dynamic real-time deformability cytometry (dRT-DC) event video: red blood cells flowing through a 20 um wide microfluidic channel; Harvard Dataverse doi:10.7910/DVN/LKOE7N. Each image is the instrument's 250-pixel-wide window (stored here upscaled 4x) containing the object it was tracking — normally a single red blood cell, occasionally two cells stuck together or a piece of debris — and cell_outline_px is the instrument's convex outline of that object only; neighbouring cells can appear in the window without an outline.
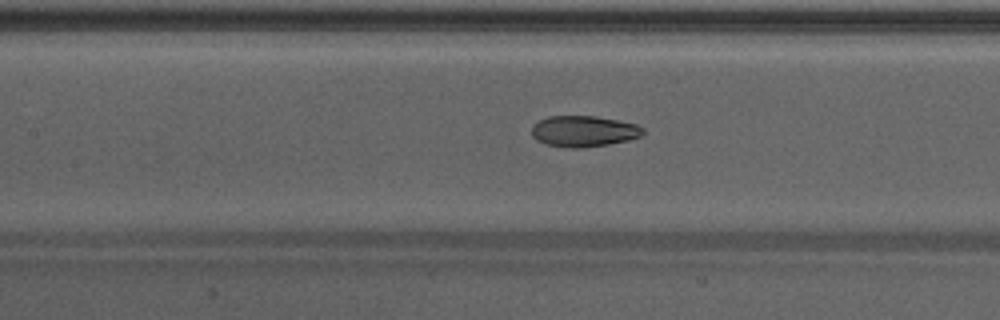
{"species": "Egyptian fruit bat (a non-hibernating species)", "species_latin": "Rousettus aegyptiacus", "temperature_condition": "warm", "stored_images_in_passage": 16, "camera_frame_rate_fps": 3000, "um_per_image_px": 0.085, "animal": {"sex": "male"}, "frame": {"image": 1, "passage_image": 11, "time_ms": 3.333, "image_size_px": [1000, 320], "cell_outline_px": [[644, 132], [640, 136], [628, 140], [608, 144], [580, 148], [572, 148], [544, 144], [536, 140], [532, 136], [532, 124], [548, 116], [596, 116], [636, 124], [644, 128]], "centroid_in_image_um": [49.58, 11.15], "position_along_channel_um": 157.8, "area_um2": 20.11}}
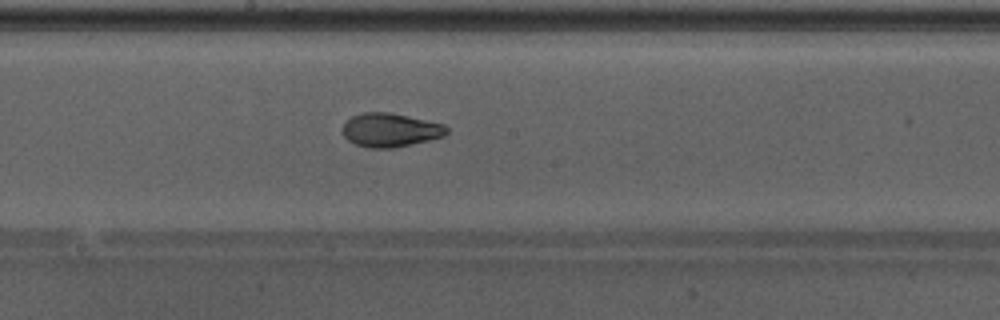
{"frame": {"image": 2, "passage_image": 15, "time_ms": 4.667, "image_size_px": [1000, 320], "cell_outline_px": [[448, 132], [444, 136], [428, 140], [392, 148], [368, 148], [356, 144], [348, 140], [344, 136], [344, 124], [352, 116], [364, 112], [388, 112], [408, 116], [444, 124], [448, 128]], "centroid_in_image_um": [33.19, 11.05], "position_along_channel_um": 215.0, "area_um2": 20.23}}